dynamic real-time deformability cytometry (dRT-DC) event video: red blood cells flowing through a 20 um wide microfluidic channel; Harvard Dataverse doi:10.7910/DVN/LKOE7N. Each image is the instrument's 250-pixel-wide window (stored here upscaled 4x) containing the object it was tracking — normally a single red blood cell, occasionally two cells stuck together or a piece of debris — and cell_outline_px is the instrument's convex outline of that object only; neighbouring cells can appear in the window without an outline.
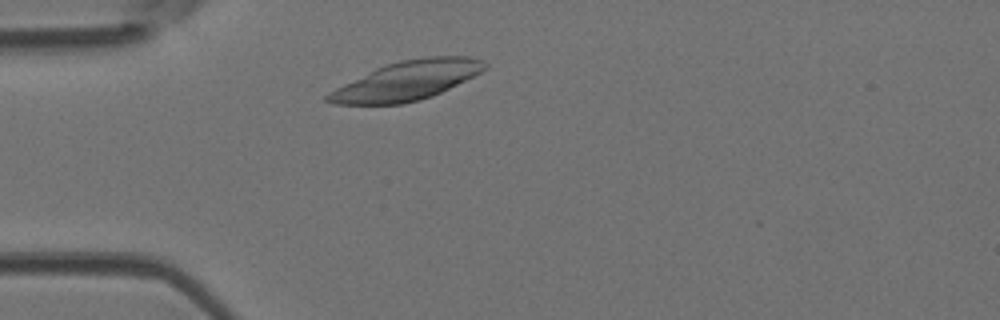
{"species": "Egyptian fruit bat (a non-hibernating species)", "species_latin": "Rousettus aegyptiacus", "temperature_condition": "room temperature", "stored_images_in_passage": 36, "camera_frame_rate_fps": 3000, "um_per_image_px": 0.085, "animal": {"sex": "female"}, "frame": {"image": 1, "passage_image": 5, "time_ms": 1.333, "image_size_px": [1000, 320], "cell_outline_px": [[488, 68], [432, 96], [420, 100], [400, 104], [332, 104], [324, 100], [324, 96], [328, 92], [376, 68], [400, 60], [424, 56], [468, 56], [484, 60], [488, 64]], "centroid_in_image_um": [34.58, 6.84], "position_along_channel_um": 50.4, "area_um2": 35.49}}